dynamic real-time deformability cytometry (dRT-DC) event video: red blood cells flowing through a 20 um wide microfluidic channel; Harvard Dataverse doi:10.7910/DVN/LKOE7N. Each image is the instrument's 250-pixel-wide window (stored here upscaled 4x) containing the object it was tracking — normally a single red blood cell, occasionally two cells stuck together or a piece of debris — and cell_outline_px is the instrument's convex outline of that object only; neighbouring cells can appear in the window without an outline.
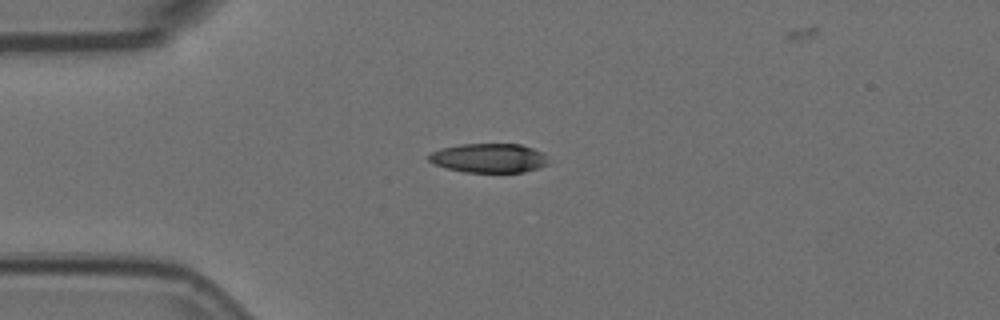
{"species": "Egyptian fruit bat (a non-hibernating species)", "species_latin": "Rousettus aegyptiacus", "temperature_condition": "room temperature", "stored_images_in_passage": 4, "camera_frame_rate_fps": 3000, "um_per_image_px": 0.085, "animal": {"sex": "female"}, "frame": {"image": 1, "passage_image": 1, "time_ms": 0.0, "image_size_px": [1000, 320], "cell_outline_px": [[548, 164], [540, 168], [524, 172], [464, 172], [432, 164], [428, 160], [428, 156], [432, 152], [440, 148], [460, 144], [520, 144], [544, 152]], "centroid_in_image_um": [41.56, 13.43], "position_along_channel_um": 43.4, "area_um2": 20.46}}
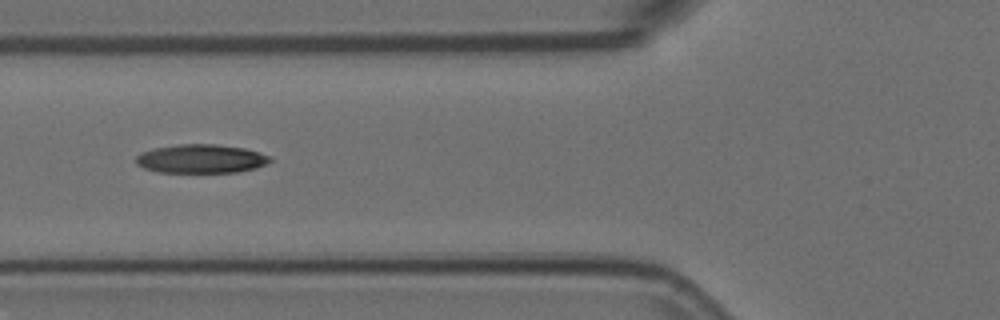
{"frame": {"image": 2, "passage_image": 3, "time_ms": 0.667, "image_size_px": [1000, 320], "cell_outline_px": [[272, 160], [256, 168], [236, 172], [160, 172], [144, 168], [136, 164], [136, 156], [140, 152], [152, 148], [180, 144], [216, 144], [244, 148], [260, 152], [268, 156]], "centroid_in_image_um": [17.05, 13.49], "position_along_channel_um": 108.7, "area_um2": 22.43}}
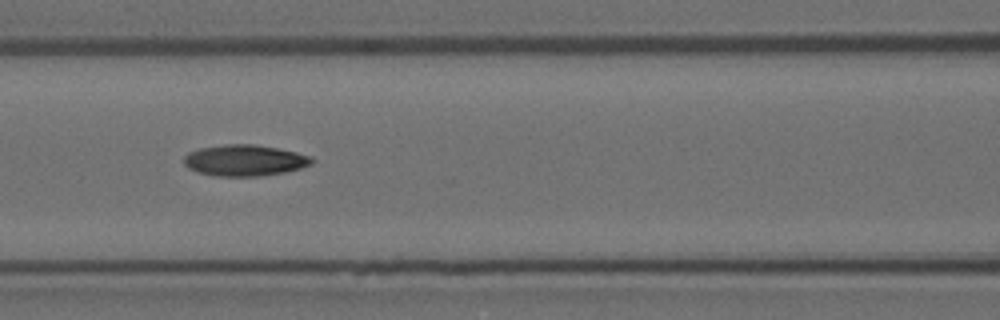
{"frame": {"image": 3, "passage_image": 4, "time_ms": 1.0, "image_size_px": [1000, 320], "cell_outline_px": [[316, 160], [312, 164], [300, 168], [284, 172], [260, 176], [216, 176], [196, 172], [188, 168], [184, 164], [184, 156], [188, 152], [200, 148], [224, 144], [256, 144], [296, 152], [312, 156]], "centroid_in_image_um": [20.8, 13.63], "position_along_channel_um": 145.8, "area_um2": 23.41}}